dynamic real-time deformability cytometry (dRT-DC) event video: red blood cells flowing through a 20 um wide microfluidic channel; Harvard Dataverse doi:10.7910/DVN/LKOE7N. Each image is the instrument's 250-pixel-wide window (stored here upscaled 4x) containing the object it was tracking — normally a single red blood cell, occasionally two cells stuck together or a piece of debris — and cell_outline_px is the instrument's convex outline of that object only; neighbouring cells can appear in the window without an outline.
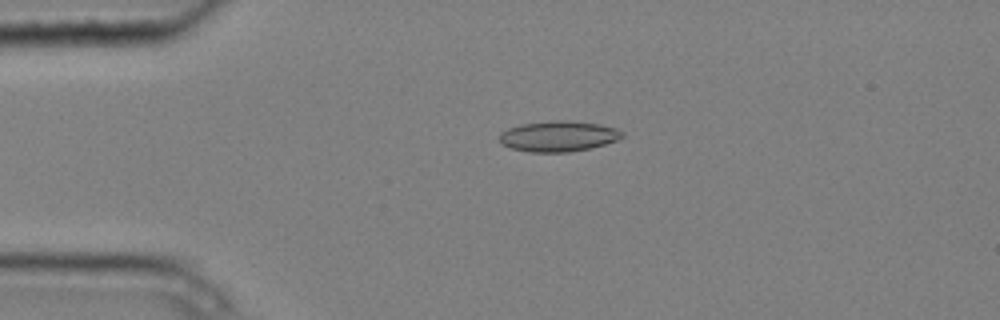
{"species": "common noctule bat (a hibernating species)", "species_latin": "Nyctalus noctula", "temperature_condition": "cold", "stored_images_in_passage": 5, "camera_frame_rate_fps": 3000, "um_per_image_px": 0.085, "animal": {"sex": "male", "body_mass_g": 20.4}, "frame": {"image": 1, "passage_image": 5, "time_ms": 1.333, "image_size_px": [1000, 320], "cell_outline_px": [[624, 136], [616, 140], [604, 144], [588, 148], [568, 152], [528, 152], [512, 148], [504, 144], [500, 140], [500, 132], [508, 128], [520, 124], [552, 120], [572, 120], [600, 124], [616, 128], [624, 132]], "centroid_in_image_um": [47.47, 11.56], "position_along_channel_um": 37.5, "area_um2": 21.91}}